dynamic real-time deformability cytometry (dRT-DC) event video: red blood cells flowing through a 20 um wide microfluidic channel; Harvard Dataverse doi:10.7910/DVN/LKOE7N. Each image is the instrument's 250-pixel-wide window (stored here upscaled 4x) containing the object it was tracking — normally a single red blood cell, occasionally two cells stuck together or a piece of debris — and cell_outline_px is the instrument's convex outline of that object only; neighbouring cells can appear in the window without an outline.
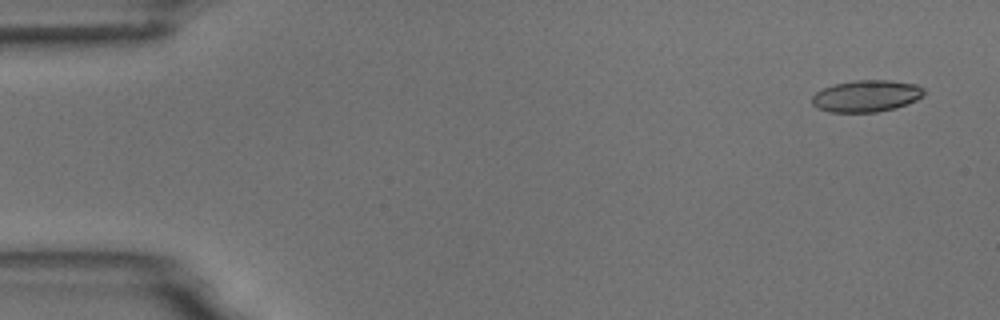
{"species": "common noctule bat (a hibernating species)", "species_latin": "Nyctalus noctula", "temperature_condition": "room temperature", "stored_images_in_passage": 8, "camera_frame_rate_fps": 3000, "um_per_image_px": 0.085, "animal": {"sex": "male", "body_mass_g": 18.8}, "frame": {"image": 1, "passage_image": 1, "time_ms": 0.0, "image_size_px": [1000, 320], "cell_outline_px": [[924, 96], [916, 100], [896, 108], [876, 112], [828, 112], [816, 108], [812, 104], [812, 96], [816, 92], [824, 88], [836, 84], [856, 80], [888, 80], [916, 84], [924, 88]], "centroid_in_image_um": [73.64, 8.17], "position_along_channel_um": 11.4, "area_um2": 20.75}}
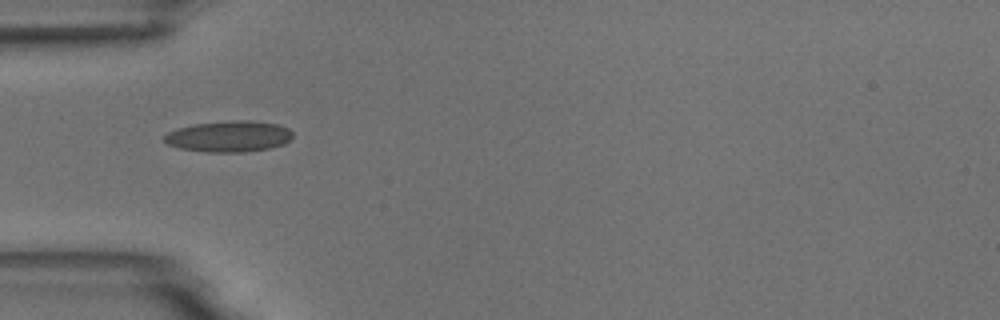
{"frame": {"image": 2, "passage_image": 5, "time_ms": 4.667, "image_size_px": [1000, 320], "cell_outline_px": [[292, 136], [284, 144], [268, 148], [244, 152], [208, 152], [180, 148], [168, 144], [164, 140], [164, 136], [168, 132], [176, 128], [192, 124], [236, 120], [248, 120], [280, 124], [288, 128], [292, 132]], "centroid_in_image_um": [19.46, 11.58], "position_along_channel_um": 65.5, "area_um2": 23.24}}